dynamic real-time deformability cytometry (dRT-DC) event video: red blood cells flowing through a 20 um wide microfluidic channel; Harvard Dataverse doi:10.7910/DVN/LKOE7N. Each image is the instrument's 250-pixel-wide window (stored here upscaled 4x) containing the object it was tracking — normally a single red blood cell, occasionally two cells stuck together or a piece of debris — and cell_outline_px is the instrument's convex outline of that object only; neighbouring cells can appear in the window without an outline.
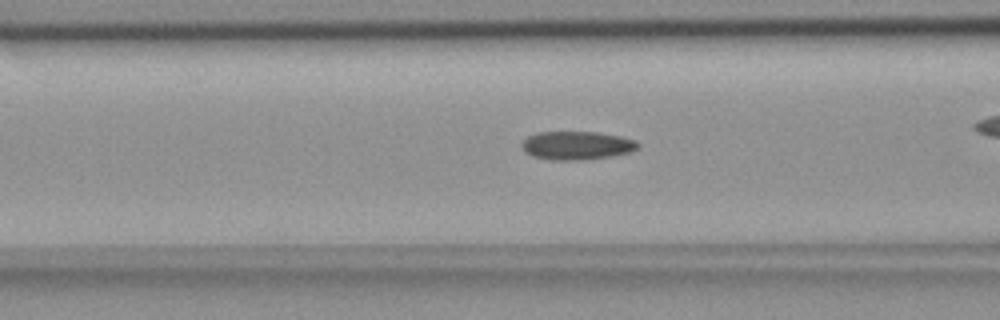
{"species": "common noctule bat (a hibernating species)", "species_latin": "Nyctalus noctula", "temperature_condition": "room temperature", "stored_images_in_passage": 39, "camera_frame_rate_fps": 3000, "um_per_image_px": 0.085, "animal": {"sex": "female", "body_mass_g": 18.4}, "frame": {"image": 1, "passage_image": 17, "time_ms": 5.333, "image_size_px": [1000, 320], "cell_outline_px": [[640, 144], [632, 152], [612, 156], [588, 160], [552, 160], [532, 156], [524, 152], [520, 144], [528, 136], [536, 132], [600, 132], [620, 136], [636, 140]], "centroid_in_image_um": [49.03, 12.37], "position_along_channel_um": 117.6, "area_um2": 19.54}}
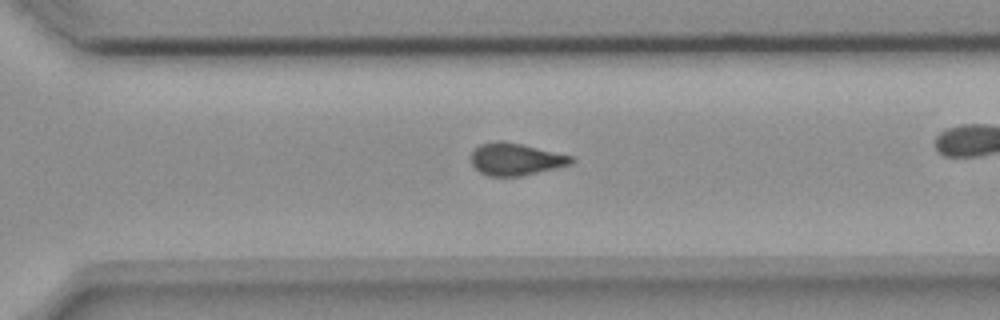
{"frame": {"image": 2, "passage_image": 34, "time_ms": 11.0, "image_size_px": [1000, 320], "cell_outline_px": [[576, 160], [572, 164], [560, 168], [516, 176], [488, 176], [480, 172], [472, 164], [472, 152], [480, 144], [496, 140], [500, 140], [520, 144], [572, 156]], "centroid_in_image_um": [43.85, 13.53], "position_along_channel_um": 326.7, "area_um2": 18.67}}